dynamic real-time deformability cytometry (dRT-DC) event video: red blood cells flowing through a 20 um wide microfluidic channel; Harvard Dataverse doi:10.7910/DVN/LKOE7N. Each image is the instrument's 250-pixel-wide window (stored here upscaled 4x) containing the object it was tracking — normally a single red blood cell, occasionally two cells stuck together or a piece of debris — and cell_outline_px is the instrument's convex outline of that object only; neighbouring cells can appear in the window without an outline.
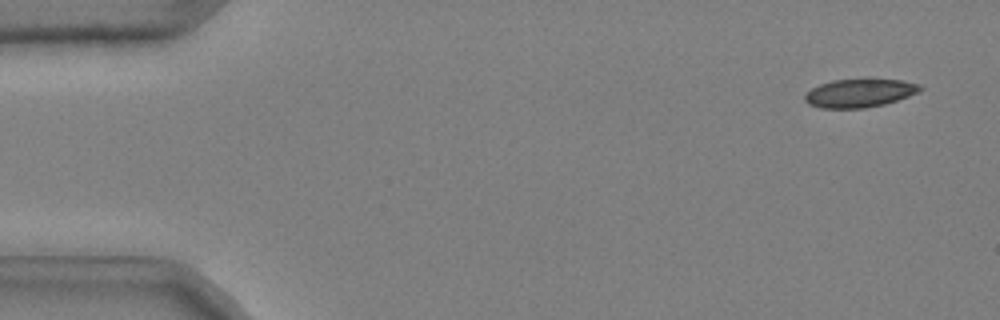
{"species": "common noctule bat (a hibernating species)", "species_latin": "Nyctalus noctula", "temperature_condition": "cold", "stored_images_in_passage": 48, "camera_frame_rate_fps": 3000, "um_per_image_px": 0.085, "animal": {"sex": "male", "body_mass_g": 20.4}, "frame": {"image": 1, "passage_image": 3, "time_ms": 0.667, "image_size_px": [1000, 320], "cell_outline_px": [[924, 88], [920, 92], [884, 104], [864, 108], [820, 108], [808, 104], [804, 100], [804, 96], [812, 88], [820, 84], [832, 80], [868, 76], [904, 80], [920, 84]], "centroid_in_image_um": [73.11, 7.85], "position_along_channel_um": 11.9, "area_um2": 19.94}}
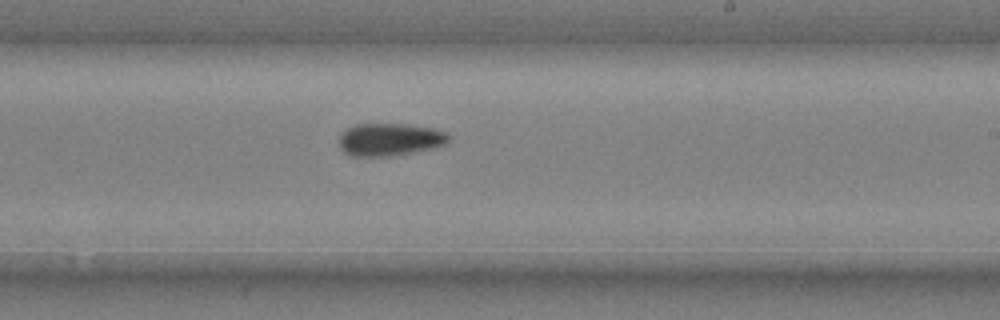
{"frame": {"image": 2, "passage_image": 32, "time_ms": 10.333, "image_size_px": [1000, 320], "cell_outline_px": [[452, 136], [448, 144], [432, 148], [412, 152], [388, 156], [352, 156], [344, 152], [340, 148], [340, 136], [348, 128], [356, 124], [408, 124], [432, 128], [448, 132]], "centroid_in_image_um": [33.19, 11.85], "position_along_channel_um": 255.8, "area_um2": 20.87}}
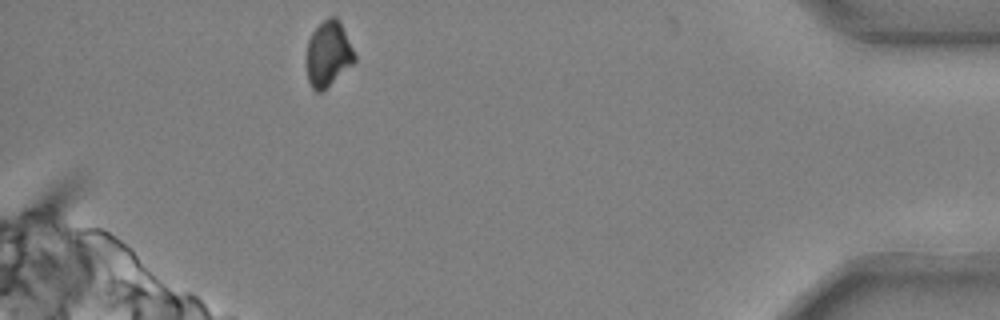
{"frame": {"image": 3, "passage_image": 48, "time_ms": 15.667, "image_size_px": [1000, 320], "cell_outline_px": [[356, 60], [352, 64], [320, 92], [316, 92], [312, 88], [308, 80], [304, 64], [304, 60], [308, 40], [312, 32], [328, 16], [336, 16], [356, 56]], "centroid_in_image_um": [27.83, 4.59], "position_along_channel_um": 407.4, "area_um2": 18.21}, "authors_computed_cell_mechanics": {"area_um2": 20.1433, "velocity_mm_per_s": 3.7099, "shape_relaxation_time_tau1_ms": 6.1837, "shape_relaxation_time_tau2_ms": null, "deformation_change_tau1": 0.1034, "deformation_change_tau2": null}}